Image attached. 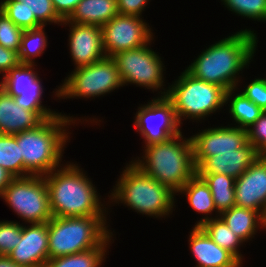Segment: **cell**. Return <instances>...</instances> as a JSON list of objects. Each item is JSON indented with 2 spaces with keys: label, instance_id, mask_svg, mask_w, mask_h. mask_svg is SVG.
I'll use <instances>...</instances> for the list:
<instances>
[{
  "label": "cell",
  "instance_id": "obj_1",
  "mask_svg": "<svg viewBox=\"0 0 266 267\" xmlns=\"http://www.w3.org/2000/svg\"><path fill=\"white\" fill-rule=\"evenodd\" d=\"M257 36L249 29L241 30L219 40L201 52L186 71L193 77L219 85L226 91L237 88V75L253 59Z\"/></svg>",
  "mask_w": 266,
  "mask_h": 267
},
{
  "label": "cell",
  "instance_id": "obj_2",
  "mask_svg": "<svg viewBox=\"0 0 266 267\" xmlns=\"http://www.w3.org/2000/svg\"><path fill=\"white\" fill-rule=\"evenodd\" d=\"M75 120L60 114L44 120L34 129L14 134L20 146V177L44 176L61 166L62 152L69 137L66 128Z\"/></svg>",
  "mask_w": 266,
  "mask_h": 267
},
{
  "label": "cell",
  "instance_id": "obj_3",
  "mask_svg": "<svg viewBox=\"0 0 266 267\" xmlns=\"http://www.w3.org/2000/svg\"><path fill=\"white\" fill-rule=\"evenodd\" d=\"M62 167L44 175L53 217L105 216L107 208L82 169L73 163Z\"/></svg>",
  "mask_w": 266,
  "mask_h": 267
},
{
  "label": "cell",
  "instance_id": "obj_4",
  "mask_svg": "<svg viewBox=\"0 0 266 267\" xmlns=\"http://www.w3.org/2000/svg\"><path fill=\"white\" fill-rule=\"evenodd\" d=\"M144 153L143 159L131 162L176 193L197 174L191 139L183 138L182 133L165 142L146 145Z\"/></svg>",
  "mask_w": 266,
  "mask_h": 267
},
{
  "label": "cell",
  "instance_id": "obj_5",
  "mask_svg": "<svg viewBox=\"0 0 266 267\" xmlns=\"http://www.w3.org/2000/svg\"><path fill=\"white\" fill-rule=\"evenodd\" d=\"M123 170L121 178L110 193L112 202L124 203L137 213L156 218L172 213L176 192L144 174L132 162Z\"/></svg>",
  "mask_w": 266,
  "mask_h": 267
},
{
  "label": "cell",
  "instance_id": "obj_6",
  "mask_svg": "<svg viewBox=\"0 0 266 267\" xmlns=\"http://www.w3.org/2000/svg\"><path fill=\"white\" fill-rule=\"evenodd\" d=\"M107 216L52 217L48 221L49 259L83 252L103 245L112 232Z\"/></svg>",
  "mask_w": 266,
  "mask_h": 267
},
{
  "label": "cell",
  "instance_id": "obj_7",
  "mask_svg": "<svg viewBox=\"0 0 266 267\" xmlns=\"http://www.w3.org/2000/svg\"><path fill=\"white\" fill-rule=\"evenodd\" d=\"M173 83L166 92L163 89L160 96H166L171 101L179 124H182L183 118L204 120L226 105L223 87L199 80L186 70Z\"/></svg>",
  "mask_w": 266,
  "mask_h": 267
},
{
  "label": "cell",
  "instance_id": "obj_8",
  "mask_svg": "<svg viewBox=\"0 0 266 267\" xmlns=\"http://www.w3.org/2000/svg\"><path fill=\"white\" fill-rule=\"evenodd\" d=\"M121 86L123 87V82L114 60L105 57L91 65L75 68L56 89L55 96L63 99L94 98Z\"/></svg>",
  "mask_w": 266,
  "mask_h": 267
},
{
  "label": "cell",
  "instance_id": "obj_9",
  "mask_svg": "<svg viewBox=\"0 0 266 267\" xmlns=\"http://www.w3.org/2000/svg\"><path fill=\"white\" fill-rule=\"evenodd\" d=\"M0 197L26 223H45L53 217L44 176L15 177Z\"/></svg>",
  "mask_w": 266,
  "mask_h": 267
},
{
  "label": "cell",
  "instance_id": "obj_10",
  "mask_svg": "<svg viewBox=\"0 0 266 267\" xmlns=\"http://www.w3.org/2000/svg\"><path fill=\"white\" fill-rule=\"evenodd\" d=\"M114 60L123 85L136 84L152 91L163 89L164 64L156 52L148 44L132 49L118 52L111 56Z\"/></svg>",
  "mask_w": 266,
  "mask_h": 267
},
{
  "label": "cell",
  "instance_id": "obj_11",
  "mask_svg": "<svg viewBox=\"0 0 266 267\" xmlns=\"http://www.w3.org/2000/svg\"><path fill=\"white\" fill-rule=\"evenodd\" d=\"M134 126L144 138L145 146L165 142L181 132L171 101L166 96H158L138 108Z\"/></svg>",
  "mask_w": 266,
  "mask_h": 267
},
{
  "label": "cell",
  "instance_id": "obj_12",
  "mask_svg": "<svg viewBox=\"0 0 266 267\" xmlns=\"http://www.w3.org/2000/svg\"><path fill=\"white\" fill-rule=\"evenodd\" d=\"M34 66L29 64H20L9 70L1 81L3 88L9 95H12L16 103L29 111H34L43 121L56 117L61 113L51 111L44 107L41 101L43 89Z\"/></svg>",
  "mask_w": 266,
  "mask_h": 267
},
{
  "label": "cell",
  "instance_id": "obj_13",
  "mask_svg": "<svg viewBox=\"0 0 266 267\" xmlns=\"http://www.w3.org/2000/svg\"><path fill=\"white\" fill-rule=\"evenodd\" d=\"M149 27V28H148ZM103 50L106 57L140 48L153 40L150 26L139 16L118 14L102 27Z\"/></svg>",
  "mask_w": 266,
  "mask_h": 267
},
{
  "label": "cell",
  "instance_id": "obj_14",
  "mask_svg": "<svg viewBox=\"0 0 266 267\" xmlns=\"http://www.w3.org/2000/svg\"><path fill=\"white\" fill-rule=\"evenodd\" d=\"M196 168L207 158L217 153L236 152L248 143L246 129L215 127L202 130L190 137Z\"/></svg>",
  "mask_w": 266,
  "mask_h": 267
},
{
  "label": "cell",
  "instance_id": "obj_15",
  "mask_svg": "<svg viewBox=\"0 0 266 267\" xmlns=\"http://www.w3.org/2000/svg\"><path fill=\"white\" fill-rule=\"evenodd\" d=\"M235 206L258 211L266 219V155H260L235 180Z\"/></svg>",
  "mask_w": 266,
  "mask_h": 267
},
{
  "label": "cell",
  "instance_id": "obj_16",
  "mask_svg": "<svg viewBox=\"0 0 266 267\" xmlns=\"http://www.w3.org/2000/svg\"><path fill=\"white\" fill-rule=\"evenodd\" d=\"M70 27L69 46L75 67L91 65L106 57L103 50L102 28L96 25L71 23L63 20L61 25Z\"/></svg>",
  "mask_w": 266,
  "mask_h": 267
},
{
  "label": "cell",
  "instance_id": "obj_17",
  "mask_svg": "<svg viewBox=\"0 0 266 267\" xmlns=\"http://www.w3.org/2000/svg\"><path fill=\"white\" fill-rule=\"evenodd\" d=\"M8 257L23 267H44L48 255V222L22 225L21 241Z\"/></svg>",
  "mask_w": 266,
  "mask_h": 267
},
{
  "label": "cell",
  "instance_id": "obj_18",
  "mask_svg": "<svg viewBox=\"0 0 266 267\" xmlns=\"http://www.w3.org/2000/svg\"><path fill=\"white\" fill-rule=\"evenodd\" d=\"M260 156L251 143L236 152L217 153L207 157L198 167L197 174H224L237 179Z\"/></svg>",
  "mask_w": 266,
  "mask_h": 267
},
{
  "label": "cell",
  "instance_id": "obj_19",
  "mask_svg": "<svg viewBox=\"0 0 266 267\" xmlns=\"http://www.w3.org/2000/svg\"><path fill=\"white\" fill-rule=\"evenodd\" d=\"M189 247L197 261L196 267H241V263L227 250L217 245L200 227H193Z\"/></svg>",
  "mask_w": 266,
  "mask_h": 267
},
{
  "label": "cell",
  "instance_id": "obj_20",
  "mask_svg": "<svg viewBox=\"0 0 266 267\" xmlns=\"http://www.w3.org/2000/svg\"><path fill=\"white\" fill-rule=\"evenodd\" d=\"M42 122L34 111L20 107L15 98L1 88L0 81V134L14 135L34 129Z\"/></svg>",
  "mask_w": 266,
  "mask_h": 267
},
{
  "label": "cell",
  "instance_id": "obj_21",
  "mask_svg": "<svg viewBox=\"0 0 266 267\" xmlns=\"http://www.w3.org/2000/svg\"><path fill=\"white\" fill-rule=\"evenodd\" d=\"M118 14L117 0H81L66 21L102 27Z\"/></svg>",
  "mask_w": 266,
  "mask_h": 267
},
{
  "label": "cell",
  "instance_id": "obj_22",
  "mask_svg": "<svg viewBox=\"0 0 266 267\" xmlns=\"http://www.w3.org/2000/svg\"><path fill=\"white\" fill-rule=\"evenodd\" d=\"M219 217L244 242L254 237L258 227L266 228V219L258 211L244 207L233 206Z\"/></svg>",
  "mask_w": 266,
  "mask_h": 267
},
{
  "label": "cell",
  "instance_id": "obj_23",
  "mask_svg": "<svg viewBox=\"0 0 266 267\" xmlns=\"http://www.w3.org/2000/svg\"><path fill=\"white\" fill-rule=\"evenodd\" d=\"M177 193H184L187 195V200L190 204V207L196 210V212L207 215L206 217L204 216L201 218L195 227H199L206 221L214 219L212 216H208L211 215L212 211L217 213L211 190L200 176L196 174Z\"/></svg>",
  "mask_w": 266,
  "mask_h": 267
},
{
  "label": "cell",
  "instance_id": "obj_24",
  "mask_svg": "<svg viewBox=\"0 0 266 267\" xmlns=\"http://www.w3.org/2000/svg\"><path fill=\"white\" fill-rule=\"evenodd\" d=\"M211 190L218 214L235 206V178L224 174H197Z\"/></svg>",
  "mask_w": 266,
  "mask_h": 267
},
{
  "label": "cell",
  "instance_id": "obj_25",
  "mask_svg": "<svg viewBox=\"0 0 266 267\" xmlns=\"http://www.w3.org/2000/svg\"><path fill=\"white\" fill-rule=\"evenodd\" d=\"M236 89H229L225 94V103L230 101L229 113L238 124V128L248 129L264 112L250 101L242 92L235 94ZM234 93V95H232ZM232 99V100H231Z\"/></svg>",
  "mask_w": 266,
  "mask_h": 267
},
{
  "label": "cell",
  "instance_id": "obj_26",
  "mask_svg": "<svg viewBox=\"0 0 266 267\" xmlns=\"http://www.w3.org/2000/svg\"><path fill=\"white\" fill-rule=\"evenodd\" d=\"M216 218L206 221L199 227L221 248L230 252L241 264L242 254L239 253V247L243 240L240 239L219 215Z\"/></svg>",
  "mask_w": 266,
  "mask_h": 267
},
{
  "label": "cell",
  "instance_id": "obj_27",
  "mask_svg": "<svg viewBox=\"0 0 266 267\" xmlns=\"http://www.w3.org/2000/svg\"><path fill=\"white\" fill-rule=\"evenodd\" d=\"M111 237L100 247L76 254L48 259L44 267H100L107 253Z\"/></svg>",
  "mask_w": 266,
  "mask_h": 267
},
{
  "label": "cell",
  "instance_id": "obj_28",
  "mask_svg": "<svg viewBox=\"0 0 266 267\" xmlns=\"http://www.w3.org/2000/svg\"><path fill=\"white\" fill-rule=\"evenodd\" d=\"M44 27L40 26L24 30L18 52L22 64L35 65V57H40L44 53L43 51L48 45L47 37L43 30L45 29Z\"/></svg>",
  "mask_w": 266,
  "mask_h": 267
},
{
  "label": "cell",
  "instance_id": "obj_29",
  "mask_svg": "<svg viewBox=\"0 0 266 267\" xmlns=\"http://www.w3.org/2000/svg\"><path fill=\"white\" fill-rule=\"evenodd\" d=\"M0 166L13 178L20 177V146L14 135L0 134Z\"/></svg>",
  "mask_w": 266,
  "mask_h": 267
},
{
  "label": "cell",
  "instance_id": "obj_30",
  "mask_svg": "<svg viewBox=\"0 0 266 267\" xmlns=\"http://www.w3.org/2000/svg\"><path fill=\"white\" fill-rule=\"evenodd\" d=\"M0 10L18 27L24 30L42 26L35 17H30V13L23 2L3 0L0 3Z\"/></svg>",
  "mask_w": 266,
  "mask_h": 267
},
{
  "label": "cell",
  "instance_id": "obj_31",
  "mask_svg": "<svg viewBox=\"0 0 266 267\" xmlns=\"http://www.w3.org/2000/svg\"><path fill=\"white\" fill-rule=\"evenodd\" d=\"M235 14L249 19L266 21V0H221Z\"/></svg>",
  "mask_w": 266,
  "mask_h": 267
},
{
  "label": "cell",
  "instance_id": "obj_32",
  "mask_svg": "<svg viewBox=\"0 0 266 267\" xmlns=\"http://www.w3.org/2000/svg\"><path fill=\"white\" fill-rule=\"evenodd\" d=\"M23 2L28 9L30 17H35L42 25L47 23L60 24L63 20L55 12L52 0H17Z\"/></svg>",
  "mask_w": 266,
  "mask_h": 267
},
{
  "label": "cell",
  "instance_id": "obj_33",
  "mask_svg": "<svg viewBox=\"0 0 266 267\" xmlns=\"http://www.w3.org/2000/svg\"><path fill=\"white\" fill-rule=\"evenodd\" d=\"M24 29L18 27L3 11L0 10V45L6 49L20 50Z\"/></svg>",
  "mask_w": 266,
  "mask_h": 267
},
{
  "label": "cell",
  "instance_id": "obj_34",
  "mask_svg": "<svg viewBox=\"0 0 266 267\" xmlns=\"http://www.w3.org/2000/svg\"><path fill=\"white\" fill-rule=\"evenodd\" d=\"M14 221H0V256H8L21 241L22 225Z\"/></svg>",
  "mask_w": 266,
  "mask_h": 267
},
{
  "label": "cell",
  "instance_id": "obj_35",
  "mask_svg": "<svg viewBox=\"0 0 266 267\" xmlns=\"http://www.w3.org/2000/svg\"><path fill=\"white\" fill-rule=\"evenodd\" d=\"M246 131L248 142L260 155H266V111Z\"/></svg>",
  "mask_w": 266,
  "mask_h": 267
},
{
  "label": "cell",
  "instance_id": "obj_36",
  "mask_svg": "<svg viewBox=\"0 0 266 267\" xmlns=\"http://www.w3.org/2000/svg\"><path fill=\"white\" fill-rule=\"evenodd\" d=\"M242 92L250 101L266 111V78H255Z\"/></svg>",
  "mask_w": 266,
  "mask_h": 267
},
{
  "label": "cell",
  "instance_id": "obj_37",
  "mask_svg": "<svg viewBox=\"0 0 266 267\" xmlns=\"http://www.w3.org/2000/svg\"><path fill=\"white\" fill-rule=\"evenodd\" d=\"M149 0H117L119 14L141 17Z\"/></svg>",
  "mask_w": 266,
  "mask_h": 267
},
{
  "label": "cell",
  "instance_id": "obj_38",
  "mask_svg": "<svg viewBox=\"0 0 266 267\" xmlns=\"http://www.w3.org/2000/svg\"><path fill=\"white\" fill-rule=\"evenodd\" d=\"M21 64L19 53L4 48L0 45V74H6L9 70Z\"/></svg>",
  "mask_w": 266,
  "mask_h": 267
},
{
  "label": "cell",
  "instance_id": "obj_39",
  "mask_svg": "<svg viewBox=\"0 0 266 267\" xmlns=\"http://www.w3.org/2000/svg\"><path fill=\"white\" fill-rule=\"evenodd\" d=\"M81 0H52L55 12L62 19L66 20Z\"/></svg>",
  "mask_w": 266,
  "mask_h": 267
},
{
  "label": "cell",
  "instance_id": "obj_40",
  "mask_svg": "<svg viewBox=\"0 0 266 267\" xmlns=\"http://www.w3.org/2000/svg\"><path fill=\"white\" fill-rule=\"evenodd\" d=\"M12 179L13 177L0 166V196Z\"/></svg>",
  "mask_w": 266,
  "mask_h": 267
},
{
  "label": "cell",
  "instance_id": "obj_41",
  "mask_svg": "<svg viewBox=\"0 0 266 267\" xmlns=\"http://www.w3.org/2000/svg\"><path fill=\"white\" fill-rule=\"evenodd\" d=\"M0 267H23L17 265L8 256H0Z\"/></svg>",
  "mask_w": 266,
  "mask_h": 267
}]
</instances>
